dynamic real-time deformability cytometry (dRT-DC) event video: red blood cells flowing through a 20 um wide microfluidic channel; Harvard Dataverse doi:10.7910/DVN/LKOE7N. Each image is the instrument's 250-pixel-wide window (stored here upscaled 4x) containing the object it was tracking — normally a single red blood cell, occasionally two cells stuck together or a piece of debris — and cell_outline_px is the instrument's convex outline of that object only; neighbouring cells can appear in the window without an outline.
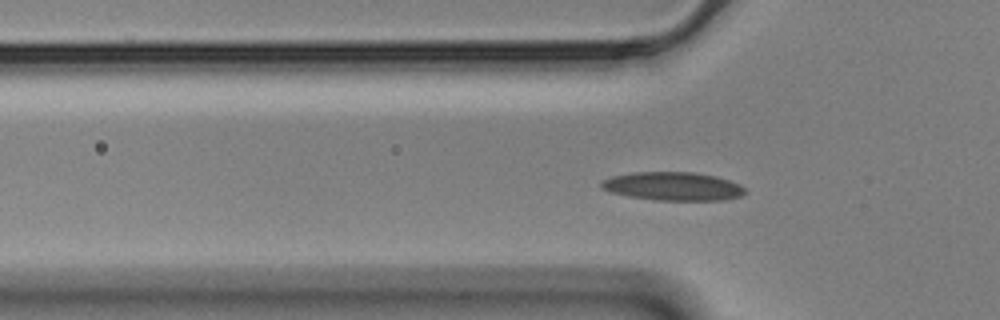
{"species": "Egyptian fruit bat (a non-hibernating species)", "species_latin": "Rousettus aegyptiacus", "temperature_condition": "cold", "stored_images_in_passage": 43, "camera_frame_rate_fps": 3000, "um_per_image_px": 0.085, "animal": {"sex": "male"}, "frame": {"image": 1, "passage_image": 17, "time_ms": 5.333, "image_size_px": [1000, 320], "cell_outline_px": [[748, 192], [740, 196], [724, 200], [656, 200], [628, 196], [612, 192], [600, 188], [600, 184], [604, 180], [612, 176], [632, 172], [696, 172], [716, 176], [740, 184]], "centroid_in_image_um": [57.22, 15.83], "position_along_channel_um": 68.6, "area_um2": 23.87}}
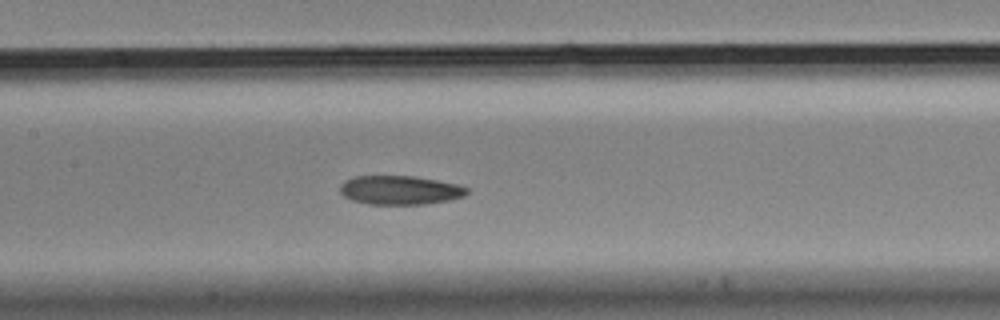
{"frame": {"image": 2, "passage_image": 26, "time_ms": 8.333, "image_size_px": [1000, 320], "cell_outline_px": [[468, 192], [464, 196], [452, 200], [424, 204], [368, 204], [352, 200], [344, 196], [340, 192], [340, 184], [344, 180], [356, 176], [416, 176], [456, 184], [468, 188]], "centroid_in_image_um": [33.99, 16.16], "position_along_channel_um": 173.4, "area_um2": 21.44}}
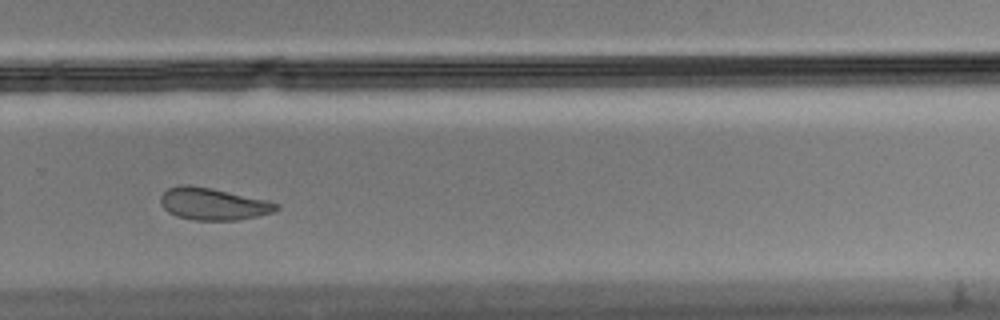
{"frame": {"image": 3, "passage_image": 38, "time_ms": 12.333, "image_size_px": [1000, 320], "cell_outline_px": [[280, 208], [272, 212], [256, 216], [236, 220], [192, 220], [176, 216], [168, 212], [160, 204], [160, 196], [168, 188], [184, 184], [188, 184], [212, 188], [268, 200], [280, 204]], "centroid_in_image_um": [18.1, 17.33], "position_along_channel_um": 311.7, "area_um2": 21.73}, "authors_computed_cell_mechanics": {"area_um2": 21.8484, "velocity_mm_per_s": 3.4667, "shape_relaxation_time_tau1_ms": 4.2436, "shape_relaxation_time_tau2_ms": 6.9846, "deformation_change_tau1": 0.141, "deformation_change_tau2": 0.146}}